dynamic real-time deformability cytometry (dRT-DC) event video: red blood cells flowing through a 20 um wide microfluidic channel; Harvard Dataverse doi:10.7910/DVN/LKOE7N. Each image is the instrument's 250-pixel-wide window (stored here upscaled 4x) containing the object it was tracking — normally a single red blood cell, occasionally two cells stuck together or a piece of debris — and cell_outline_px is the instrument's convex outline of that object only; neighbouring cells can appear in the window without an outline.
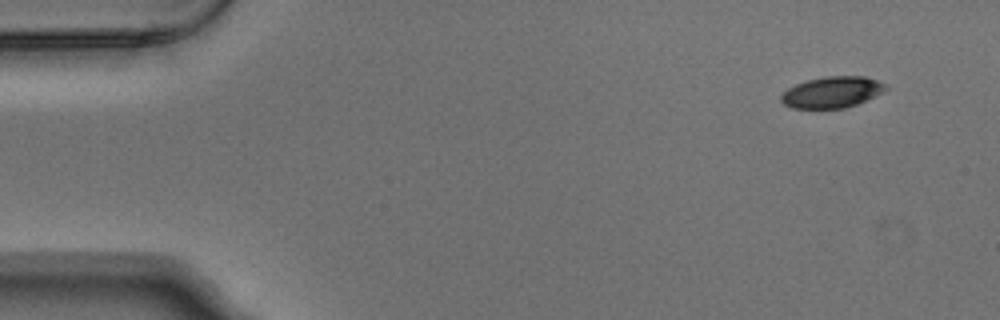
{"species": "Egyptian fruit bat (a non-hibernating species)", "species_latin": "Rousettus aegyptiacus", "temperature_condition": "warm", "stored_images_in_passage": 4, "camera_frame_rate_fps": 3000, "um_per_image_px": 0.085, "animal": {"sex": "male"}, "frame": {"image": 1, "passage_image": 1, "time_ms": 0.0, "image_size_px": [1000, 320], "cell_outline_px": [[888, 88], [856, 104], [844, 108], [792, 108], [784, 104], [780, 100], [780, 96], [788, 88], [796, 84], [808, 80], [824, 76], [864, 76], [876, 80], [884, 84]], "centroid_in_image_um": [70.67, 7.83], "position_along_channel_um": 14.3, "area_um2": 18.67}}